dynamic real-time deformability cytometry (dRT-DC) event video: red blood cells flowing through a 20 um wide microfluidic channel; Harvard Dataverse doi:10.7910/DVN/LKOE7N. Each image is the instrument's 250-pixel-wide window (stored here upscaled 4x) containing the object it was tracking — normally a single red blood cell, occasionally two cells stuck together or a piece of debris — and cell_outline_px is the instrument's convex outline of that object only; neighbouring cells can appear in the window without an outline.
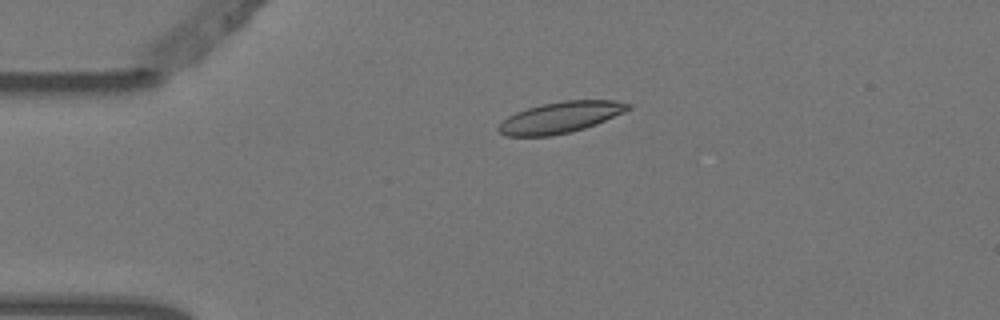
{"species": "Egyptian fruit bat (a non-hibernating species)", "species_latin": "Rousettus aegyptiacus", "temperature_condition": "warm", "stored_images_in_passage": 5, "camera_frame_rate_fps": 3000, "um_per_image_px": 0.085, "animal": {"sex": "female"}, "frame": {"image": 1, "passage_image": 4, "time_ms": 1.0, "image_size_px": [1000, 320], "cell_outline_px": [[632, 108], [624, 112], [596, 124], [584, 128], [552, 136], [504, 136], [496, 128], [508, 116], [516, 112], [528, 108], [544, 104], [564, 100], [616, 100], [632, 104]], "centroid_in_image_um": [47.66, 9.97], "position_along_channel_um": 37.3, "area_um2": 23.41}}
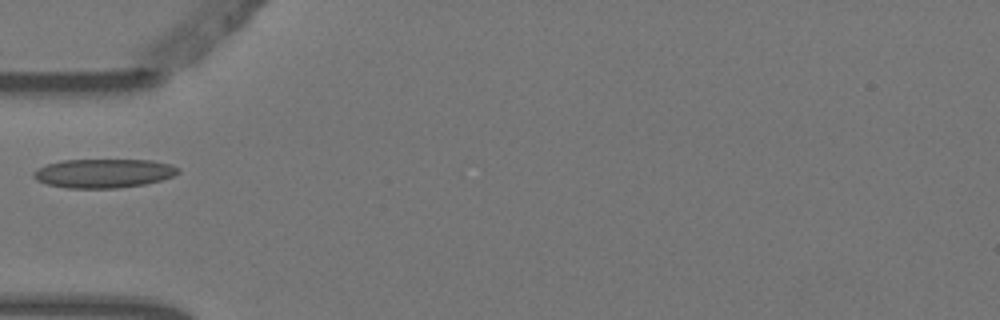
{"frame": {"image": 2, "passage_image": 5, "time_ms": 1.333, "image_size_px": [1000, 320], "cell_outline_px": [[180, 172], [172, 176], [160, 180], [144, 184], [116, 188], [64, 188], [48, 184], [36, 180], [32, 176], [32, 172], [36, 168], [60, 160], [152, 160], [172, 164], [180, 168]], "centroid_in_image_um": [8.79, 14.72], "position_along_channel_um": 76.2, "area_um2": 24.51}}